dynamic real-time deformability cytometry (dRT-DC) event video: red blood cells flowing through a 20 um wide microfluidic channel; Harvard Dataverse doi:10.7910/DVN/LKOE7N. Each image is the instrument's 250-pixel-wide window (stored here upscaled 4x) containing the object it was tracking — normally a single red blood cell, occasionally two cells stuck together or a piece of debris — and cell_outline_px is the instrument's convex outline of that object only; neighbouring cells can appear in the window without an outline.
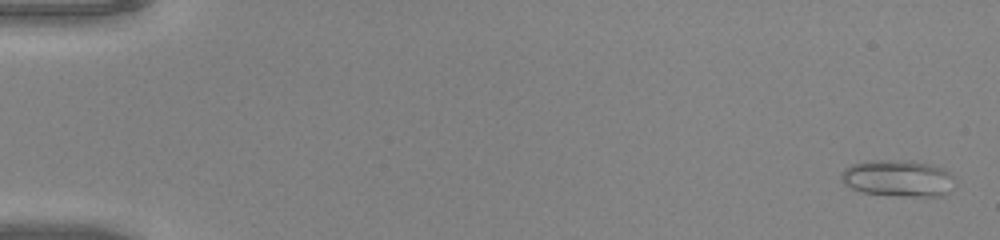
{"species": "common noctule bat (a hibernating species)", "species_latin": "Nyctalus noctula", "temperature_condition": "warm", "stored_images_in_passage": 51, "camera_frame_rate_fps": 3000, "um_per_image_px": 0.085, "animal": {"sex": "male", "body_mass_g": 20.0, "forearm_length_mm": 53.3}, "frame": {"image": 1, "passage_image": 2, "time_ms": 0.333, "image_size_px": [1000, 240], "cell_outline_px": [[956, 180], [948, 192], [944, 196], [900, 196], [860, 192], [844, 184], [840, 180], [840, 172], [844, 168], [852, 164], [872, 160], [908, 160], [928, 164], [944, 168], [956, 176]], "centroid_in_image_um": [76.34, 15.15], "position_along_channel_um": 8.7, "area_um2": 24.68}}
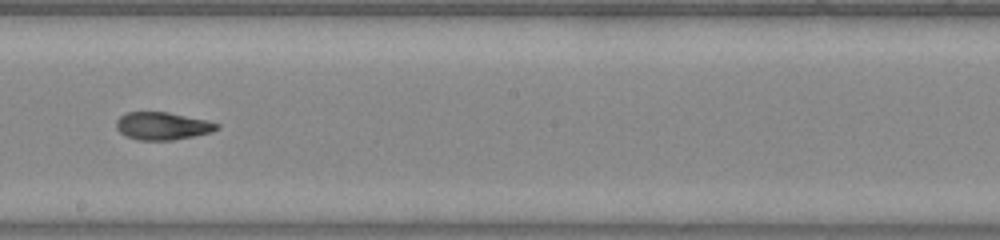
{"frame": {"image": 2, "passage_image": 30, "time_ms": 9.667, "image_size_px": [1000, 240], "cell_outline_px": [[220, 128], [212, 132], [172, 140], [136, 140], [120, 132], [116, 128], [116, 120], [120, 116], [128, 112], [168, 112], [208, 120], [220, 124]], "centroid_in_image_um": [13.83, 10.7], "position_along_channel_um": 234.4, "area_um2": 16.24}}
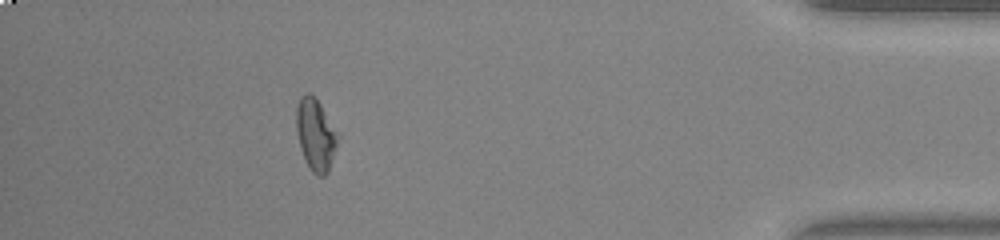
{"frame": {"image": 3, "passage_image": 46, "time_ms": 15.0, "image_size_px": [1000, 240], "cell_outline_px": [[340, 136], [328, 172], [324, 176], [316, 176], [308, 168], [304, 160], [300, 148], [296, 132], [296, 108], [300, 96], [308, 92], [320, 104], [340, 132]], "centroid_in_image_um": [26.84, 11.47], "position_along_channel_um": 408.4, "area_um2": 17.8}, "authors_computed_cell_mechanics": {"area_um2": 17.5712, "velocity_mm_per_s": 4.1591, "shape_relaxation_time_tau1_ms": 7.1799, "shape_relaxation_time_tau2_ms": 3.2036, "deformation_change_tau1": 0.2426, "deformation_change_tau2": 0.0748}}